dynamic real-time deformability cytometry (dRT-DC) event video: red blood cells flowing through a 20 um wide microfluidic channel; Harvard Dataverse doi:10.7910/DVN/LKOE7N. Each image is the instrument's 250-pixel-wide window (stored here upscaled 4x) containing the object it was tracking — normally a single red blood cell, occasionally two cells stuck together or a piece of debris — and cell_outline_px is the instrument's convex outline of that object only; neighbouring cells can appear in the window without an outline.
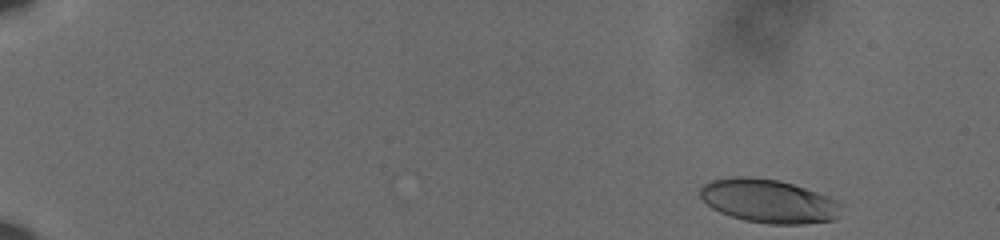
{"species": "human", "species_latin": "Homo sapiens", "temperature_condition": "cold", "stored_images_in_passage": 55, "camera_frame_rate_fps": 3000, "um_per_image_px": 0.085, "donor": {"sex": "male"}, "frame": {"image": 1, "passage_image": 2, "time_ms": 0.333, "image_size_px": [1000, 240], "cell_outline_px": [[840, 204], [836, 216], [832, 220], [804, 224], [768, 224], [744, 220], [720, 212], [712, 208], [700, 196], [700, 188], [704, 184], [712, 180], [736, 176], [748, 176], [776, 180], [792, 184], [828, 196], [836, 200]], "centroid_in_image_um": [65.29, 17.09], "position_along_channel_um": 19.7, "area_um2": 35.37}}
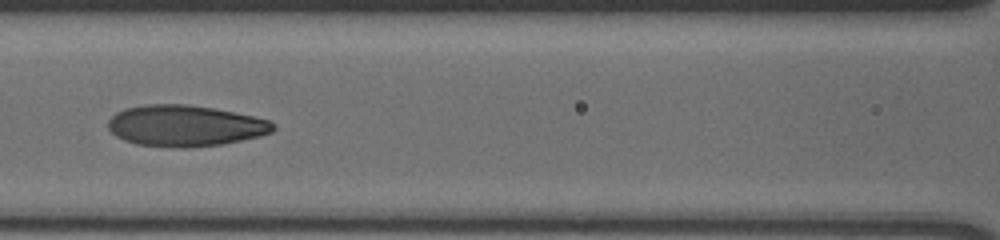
{"frame": {"image": 2, "passage_image": 26, "time_ms": 8.333, "image_size_px": [1000, 240], "cell_outline_px": [[276, 128], [272, 132], [260, 136], [220, 144], [188, 148], [180, 148], [136, 144], [124, 140], [116, 136], [108, 128], [108, 120], [116, 112], [124, 108], [144, 104], [188, 104], [212, 108], [272, 120], [276, 124]], "centroid_in_image_um": [15.73, 10.68], "position_along_channel_um": 150.9, "area_um2": 39.71}}
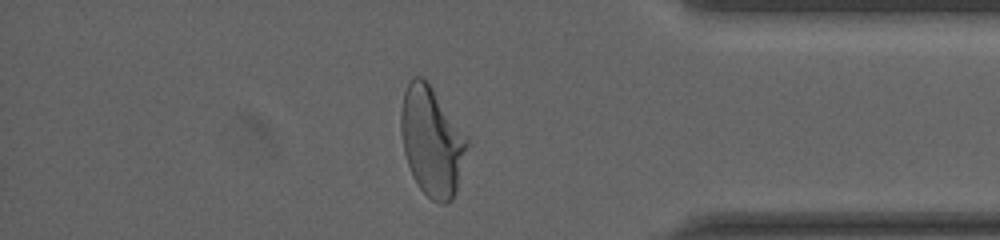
{"frame": {"image": 3, "passage_image": 48, "time_ms": 15.667, "image_size_px": [1000, 240], "cell_outline_px": [[468, 144], [456, 192], [452, 200], [444, 204], [440, 204], [432, 200], [420, 188], [412, 176], [404, 152], [400, 128], [400, 112], [404, 92], [412, 76], [420, 76], [428, 80], [468, 136]], "centroid_in_image_um": [36.71, 11.98], "position_along_channel_um": 398.5, "area_um2": 42.43}, "authors_computed_cell_mechanics": {"area_um2": 38.6682, "velocity_mm_per_s": 3.6019, "shape_relaxation_time_tau1_ms": 3.9608, "shape_relaxation_time_tau2_ms": 1.1262, "deformation_change_tau1": 0.1852, "deformation_change_tau2": 0.0707}}